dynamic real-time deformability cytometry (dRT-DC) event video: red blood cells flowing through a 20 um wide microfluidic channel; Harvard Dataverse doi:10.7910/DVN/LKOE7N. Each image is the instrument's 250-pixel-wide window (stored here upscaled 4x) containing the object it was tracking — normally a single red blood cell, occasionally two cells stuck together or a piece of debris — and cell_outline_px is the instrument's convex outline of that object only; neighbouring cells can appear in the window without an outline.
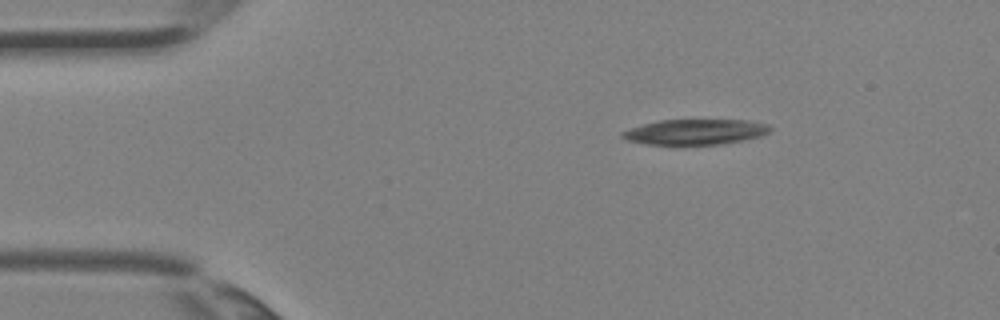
{"species": "Egyptian fruit bat (a non-hibernating species)", "species_latin": "Rousettus aegyptiacus", "temperature_condition": "room temperature", "stored_images_in_passage": 2, "camera_frame_rate_fps": 3000, "um_per_image_px": 0.085, "animal": {"sex": "female"}, "frame": {"image": 1, "passage_image": 1, "time_ms": 0.0, "image_size_px": [1000, 320], "cell_outline_px": [[772, 128], [764, 136], [744, 140], [720, 144], [676, 148], [648, 144], [628, 140], [620, 136], [620, 132], [644, 124], [660, 120], [744, 120], [768, 124]], "centroid_in_image_um": [59.08, 11.26], "position_along_channel_um": 25.9, "area_um2": 22.72}}